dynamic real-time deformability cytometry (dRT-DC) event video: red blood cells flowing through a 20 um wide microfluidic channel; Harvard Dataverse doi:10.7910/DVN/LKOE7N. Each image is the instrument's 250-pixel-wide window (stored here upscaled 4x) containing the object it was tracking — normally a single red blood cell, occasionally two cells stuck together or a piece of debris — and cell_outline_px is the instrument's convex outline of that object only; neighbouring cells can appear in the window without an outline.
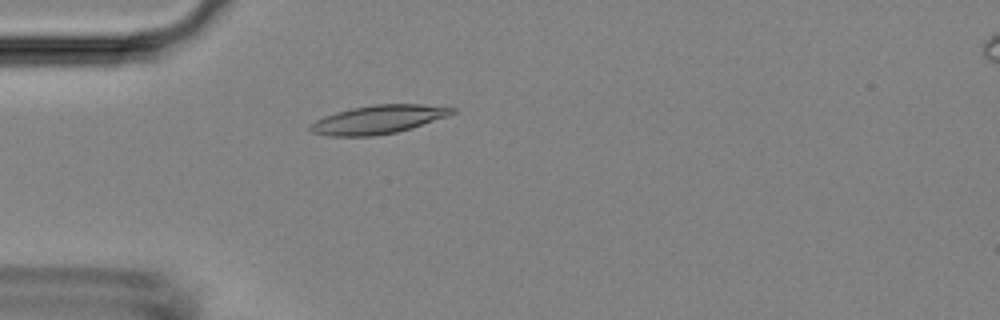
{"species": "Egyptian fruit bat (a non-hibernating species)", "species_latin": "Rousettus aegyptiacus", "temperature_condition": "room temperature", "stored_images_in_passage": 4, "camera_frame_rate_fps": 3000, "um_per_image_px": 0.085, "animal": {"sex": "female"}, "frame": {"image": 1, "passage_image": 4, "time_ms": 4.667, "image_size_px": [1000, 320], "cell_outline_px": [[456, 112], [448, 116], [412, 128], [396, 132], [372, 136], [328, 136], [312, 132], [308, 128], [316, 120], [324, 116], [336, 112], [352, 108], [376, 104], [424, 104], [456, 108]], "centroid_in_image_um": [32.18, 10.15], "position_along_channel_um": 52.8, "area_um2": 23.52}}